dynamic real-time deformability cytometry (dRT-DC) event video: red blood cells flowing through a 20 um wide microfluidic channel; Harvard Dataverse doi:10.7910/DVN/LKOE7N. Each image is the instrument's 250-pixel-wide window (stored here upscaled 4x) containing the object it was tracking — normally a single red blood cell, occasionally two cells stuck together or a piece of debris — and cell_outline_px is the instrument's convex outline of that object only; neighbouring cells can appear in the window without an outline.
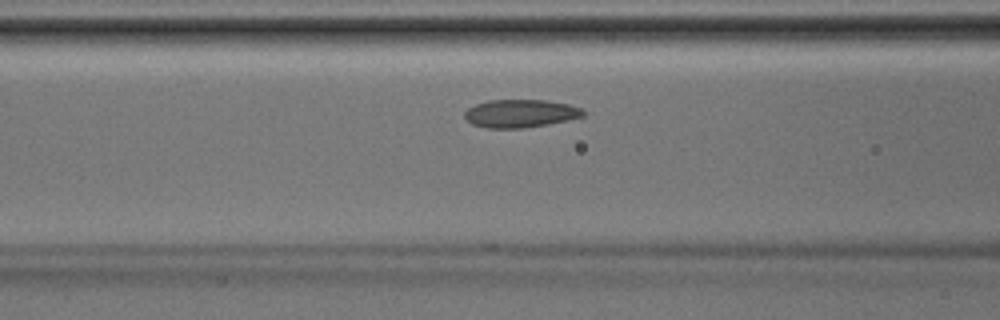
{"species": "Egyptian fruit bat (a non-hibernating species)", "species_latin": "Rousettus aegyptiacus", "temperature_condition": "room temperature", "stored_images_in_passage": 34, "camera_frame_rate_fps": 3000, "um_per_image_px": 0.085, "animal": {"sex": "male"}, "frame": {"image": 1, "passage_image": 9, "time_ms": 2.667, "image_size_px": [1000, 320], "cell_outline_px": [[584, 116], [568, 120], [548, 124], [524, 128], [488, 128], [472, 124], [464, 116], [464, 112], [468, 108], [476, 104], [488, 100], [548, 100], [568, 104], [580, 108], [584, 112]], "centroid_in_image_um": [44.23, 9.64], "position_along_channel_um": 122.4, "area_um2": 19.31}}
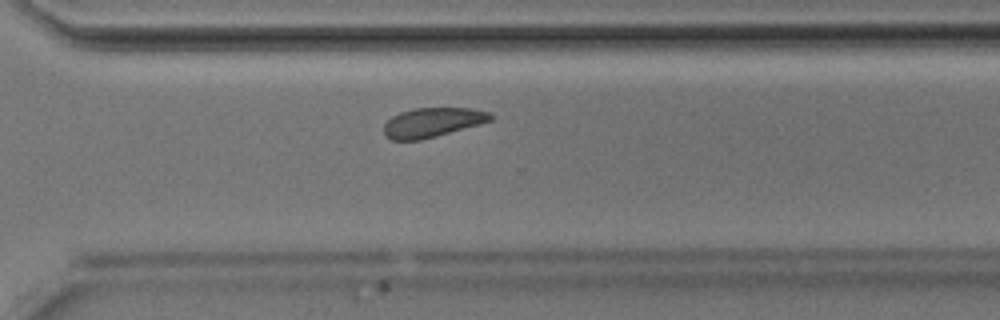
{"frame": {"image": 2, "passage_image": 22, "time_ms": 7.0, "image_size_px": [1000, 320], "cell_outline_px": [[496, 116], [492, 120], [480, 124], [436, 136], [420, 140], [392, 140], [384, 136], [384, 124], [392, 116], [400, 112], [412, 108], [472, 108], [492, 112]], "centroid_in_image_um": [36.78, 10.39], "position_along_channel_um": 333.8, "area_um2": 18.5}}
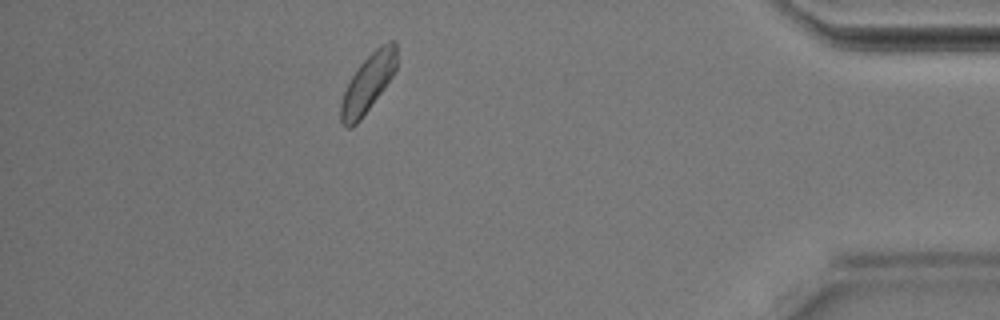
{"frame": {"image": 3, "passage_image": 29, "time_ms": 9.333, "image_size_px": [1000, 320], "cell_outline_px": [[396, 68], [392, 76], [360, 120], [352, 128], [344, 128], [340, 120], [340, 104], [344, 92], [352, 76], [360, 64], [380, 44], [388, 40], [396, 40]], "centroid_in_image_um": [31.26, 7.07], "position_along_channel_um": 403.9, "area_um2": 18.61}}